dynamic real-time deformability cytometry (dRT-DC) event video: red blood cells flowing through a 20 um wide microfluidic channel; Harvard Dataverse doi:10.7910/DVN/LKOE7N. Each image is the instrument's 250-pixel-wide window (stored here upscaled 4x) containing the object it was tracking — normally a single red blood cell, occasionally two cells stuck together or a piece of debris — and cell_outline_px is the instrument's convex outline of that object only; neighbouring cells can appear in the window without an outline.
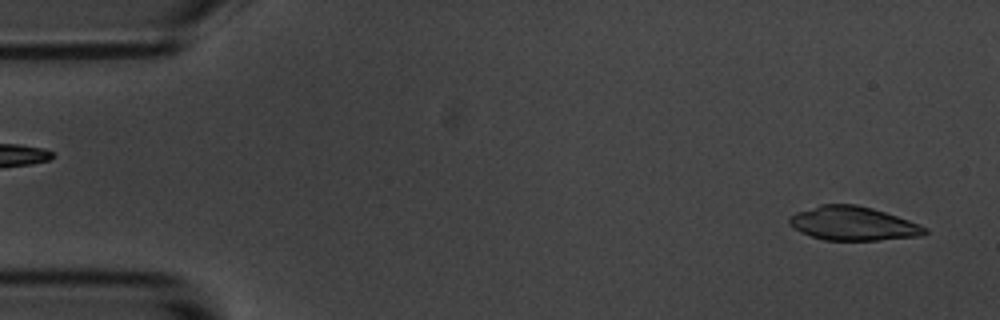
{"species": "common noctule bat (a hibernating species)", "species_latin": "Nyctalus noctula", "temperature_condition": "room temperature", "stored_images_in_passage": 6, "camera_frame_rate_fps": 3000, "um_per_image_px": 0.085, "animal": {"sex": "male", "body_mass_g": 20.1, "forearm_length_mm": 53.5}, "frame": {"image": 1, "passage_image": 6, "time_ms": 5.333, "image_size_px": [1000, 320], "cell_outline_px": [[928, 232], [920, 236], [876, 240], [824, 240], [800, 232], [788, 224], [788, 216], [796, 212], [820, 204], [856, 204], [872, 208], [920, 224], [928, 228]], "centroid_in_image_um": [72.48, 18.99], "position_along_channel_um": 12.5, "area_um2": 26.76}}